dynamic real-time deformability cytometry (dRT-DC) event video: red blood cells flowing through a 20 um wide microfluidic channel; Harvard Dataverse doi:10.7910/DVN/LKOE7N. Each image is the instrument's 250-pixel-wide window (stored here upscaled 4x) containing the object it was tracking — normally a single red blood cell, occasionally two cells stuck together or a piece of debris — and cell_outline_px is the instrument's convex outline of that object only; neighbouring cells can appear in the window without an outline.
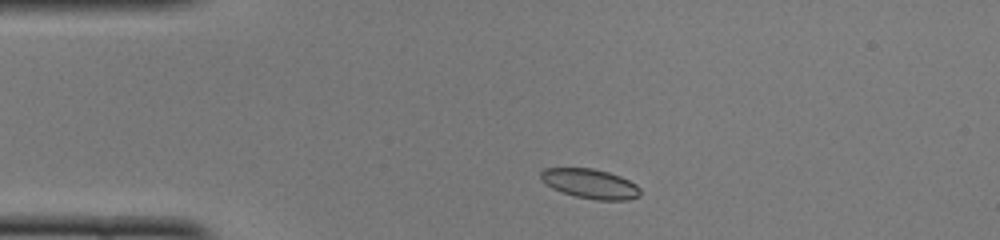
{"species": "common noctule bat (a hibernating species)", "species_latin": "Nyctalus noctula", "temperature_condition": "cold", "stored_images_in_passage": 43, "camera_frame_rate_fps": 3000, "um_per_image_px": 0.085, "animal": {"sex": "female", "body_mass_g": 22.0, "forearm_length_mm": 56.7}, "frame": {"image": 1, "passage_image": 3, "time_ms": 0.667, "image_size_px": [1000, 240], "cell_outline_px": [[640, 196], [628, 200], [596, 200], [576, 196], [552, 188], [540, 180], [540, 172], [544, 168], [592, 168], [608, 172], [620, 176], [636, 184], [640, 188]], "centroid_in_image_um": [50.16, 15.61], "position_along_channel_um": 34.8, "area_um2": 17.17}}
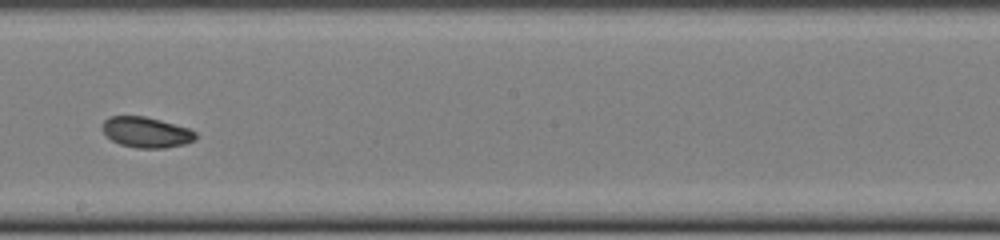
{"frame": {"image": 2, "passage_image": 21, "time_ms": 6.667, "image_size_px": [1000, 240], "cell_outline_px": [[196, 140], [184, 144], [164, 148], [136, 148], [120, 144], [112, 140], [104, 132], [104, 120], [108, 116], [144, 116], [160, 120], [188, 128], [196, 132]], "centroid_in_image_um": [12.45, 11.24], "position_along_channel_um": 235.7, "area_um2": 16.47}}
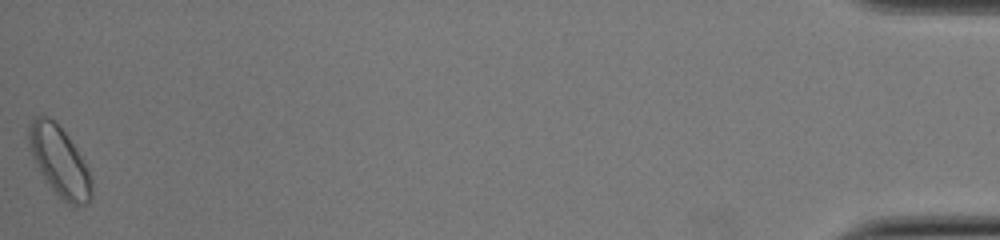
{"frame": {"image": 3, "passage_image": 43, "time_ms": 14.0, "image_size_px": [1000, 240], "cell_outline_px": [[92, 200], [88, 204], [76, 208], [72, 208], [52, 188], [40, 172], [32, 152], [28, 140], [28, 128], [32, 120], [36, 116], [44, 112], [68, 136], [80, 156], [88, 172], [92, 184]], "centroid_in_image_um": [5.07, 13.74], "position_along_channel_um": 430.1, "area_um2": 25.14}, "authors_computed_cell_mechanics": {"area_um2": 17.2244, "velocity_mm_per_s": 3.9568, "shape_relaxation_time_tau1_ms": 3.5291, "shape_relaxation_time_tau2_ms": 3.892, "deformation_change_tau1": 0.0722, "deformation_change_tau2": 0.0704}}